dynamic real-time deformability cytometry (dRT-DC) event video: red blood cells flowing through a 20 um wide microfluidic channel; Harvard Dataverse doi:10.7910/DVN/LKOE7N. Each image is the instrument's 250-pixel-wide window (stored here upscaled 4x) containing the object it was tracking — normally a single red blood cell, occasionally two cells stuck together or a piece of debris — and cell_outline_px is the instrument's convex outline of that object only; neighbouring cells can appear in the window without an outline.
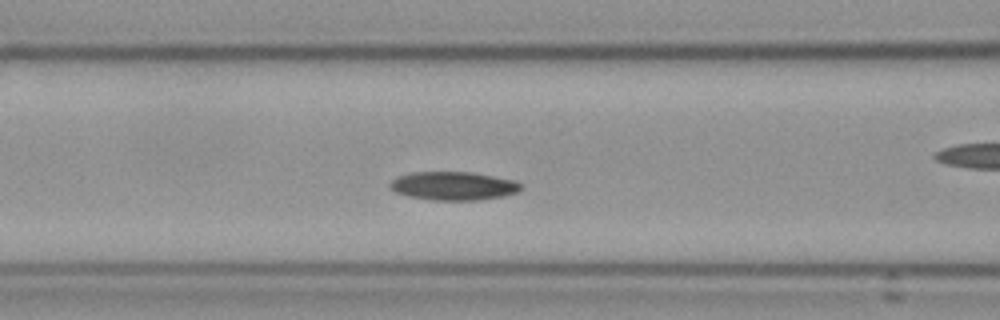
{"species": "Egyptian fruit bat (a non-hibernating species)", "species_latin": "Rousettus aegyptiacus", "temperature_condition": "cold", "stored_images_in_passage": 49, "camera_frame_rate_fps": 3000, "um_per_image_px": 0.085, "frame": {"image": 1, "passage_image": 15, "time_ms": 4.667, "image_size_px": [1000, 320], "cell_outline_px": [[524, 188], [516, 192], [504, 196], [480, 200], [432, 200], [408, 196], [396, 192], [388, 184], [396, 176], [412, 172], [472, 172], [516, 180], [524, 184]], "centroid_in_image_um": [38.59, 15.8], "position_along_channel_um": 128.0, "area_um2": 21.96}}
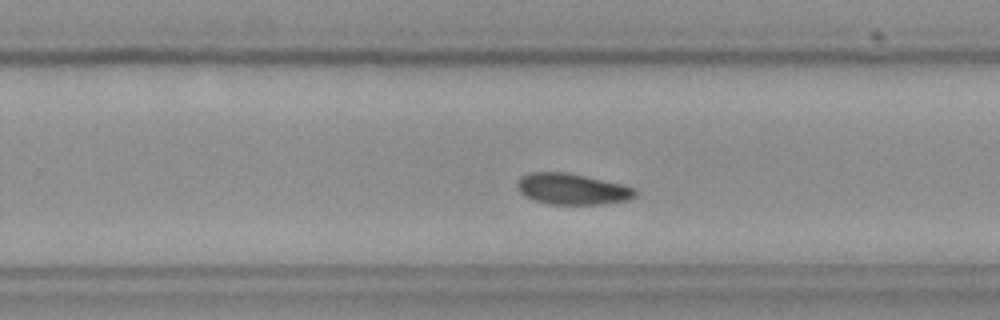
{"frame": {"image": 2, "passage_image": 28, "time_ms": 9.0, "image_size_px": [1000, 320], "cell_outline_px": [[636, 196], [628, 200], [604, 204], [548, 204], [532, 200], [524, 196], [516, 188], [516, 180], [520, 176], [528, 172], [568, 172], [620, 184], [632, 188], [636, 192]], "centroid_in_image_um": [48.54, 16.06], "position_along_channel_um": 281.3, "area_um2": 21.5}}
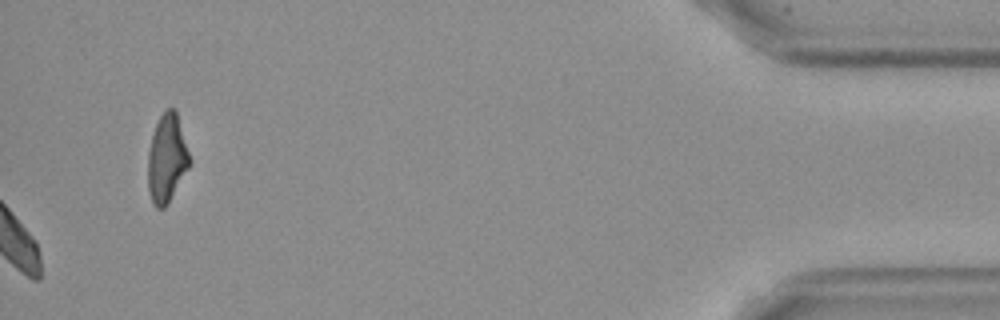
{"frame": {"image": 3, "passage_image": 49, "time_ms": 16.0, "image_size_px": [1000, 320], "cell_outline_px": [[192, 160], [188, 168], [164, 208], [156, 208], [152, 204], [148, 192], [148, 152], [152, 136], [156, 124], [160, 116], [168, 108], [172, 108], [176, 112]], "centroid_in_image_um": [14.17, 13.48], "position_along_channel_um": 421.0, "area_um2": 21.15}, "authors_computed_cell_mechanics": {"area_um2": 20.9236, "velocity_mm_per_s": 3.537, "shape_relaxation_time_tau1_ms": 7.7783, "shape_relaxation_time_tau2_ms": null, "deformation_change_tau1": 0.128, "deformation_change_tau2": null}}